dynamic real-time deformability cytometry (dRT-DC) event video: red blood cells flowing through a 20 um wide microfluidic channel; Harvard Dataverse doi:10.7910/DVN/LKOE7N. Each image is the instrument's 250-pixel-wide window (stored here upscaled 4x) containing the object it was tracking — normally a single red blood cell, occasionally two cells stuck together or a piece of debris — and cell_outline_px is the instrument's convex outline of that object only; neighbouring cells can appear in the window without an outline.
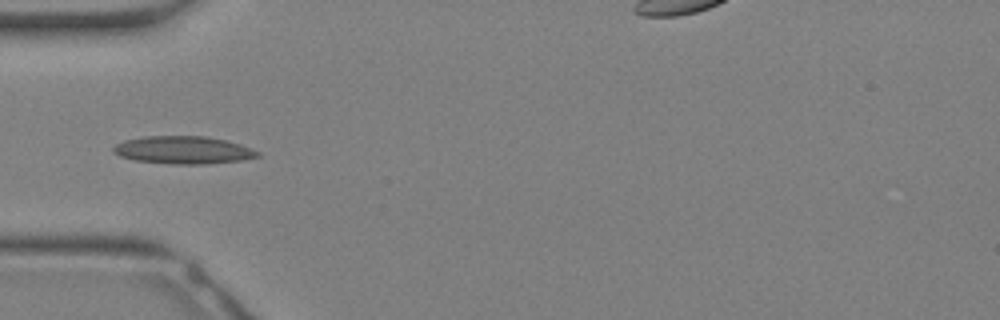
{"species": "Egyptian fruit bat (a non-hibernating species)", "species_latin": "Rousettus aegyptiacus", "temperature_condition": "warm", "stored_images_in_passage": 33, "camera_frame_rate_fps": 3000, "um_per_image_px": 0.085, "animal": {"sex": "female"}, "frame": {"image": 1, "passage_image": 10, "time_ms": 3.0, "image_size_px": [1000, 320], "cell_outline_px": [[260, 156], [240, 160], [204, 164], [172, 164], [136, 160], [120, 156], [112, 152], [112, 148], [116, 144], [124, 140], [144, 136], [204, 136], [224, 140], [240, 144], [260, 152]], "centroid_in_image_um": [15.55, 12.75], "position_along_channel_um": 69.5, "area_um2": 23.12}}
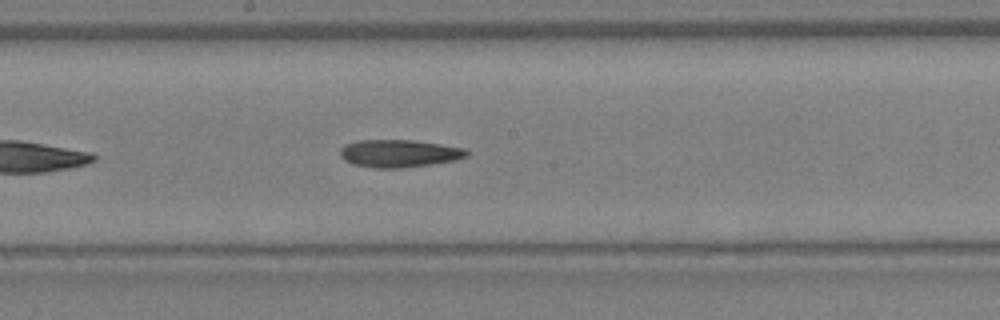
{"frame": {"image": 2, "passage_image": 17, "time_ms": 5.333, "image_size_px": [1000, 320], "cell_outline_px": [[468, 156], [456, 160], [432, 164], [400, 168], [376, 168], [352, 164], [344, 160], [340, 156], [340, 148], [344, 144], [356, 140], [412, 140], [440, 144], [464, 148], [468, 152]], "centroid_in_image_um": [33.89, 13.04], "position_along_channel_um": 214.3, "area_um2": 20.46}}
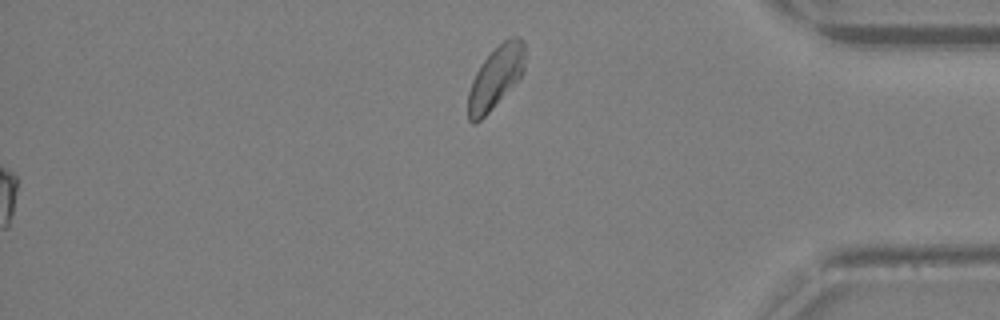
{"frame": {"image": 3, "passage_image": 33, "time_ms": 10.667, "image_size_px": [1000, 320], "cell_outline_px": [[524, 72], [520, 80], [476, 124], [472, 124], [468, 120], [468, 92], [472, 80], [480, 64], [504, 40], [512, 36], [520, 36], [524, 40]], "centroid_in_image_um": [42.15, 6.59], "position_along_channel_um": 393.1, "area_um2": 20.69}}